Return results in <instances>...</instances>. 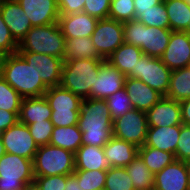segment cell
Wrapping results in <instances>:
<instances>
[{"instance_id": "1", "label": "cell", "mask_w": 190, "mask_h": 190, "mask_svg": "<svg viewBox=\"0 0 190 190\" xmlns=\"http://www.w3.org/2000/svg\"><path fill=\"white\" fill-rule=\"evenodd\" d=\"M112 125L113 119L105 100L83 99L78 117L82 145L103 147L113 137Z\"/></svg>"}, {"instance_id": "2", "label": "cell", "mask_w": 190, "mask_h": 190, "mask_svg": "<svg viewBox=\"0 0 190 190\" xmlns=\"http://www.w3.org/2000/svg\"><path fill=\"white\" fill-rule=\"evenodd\" d=\"M0 75L23 98L40 97L48 90L33 67L18 52L1 56Z\"/></svg>"}, {"instance_id": "3", "label": "cell", "mask_w": 190, "mask_h": 190, "mask_svg": "<svg viewBox=\"0 0 190 190\" xmlns=\"http://www.w3.org/2000/svg\"><path fill=\"white\" fill-rule=\"evenodd\" d=\"M124 42L139 47L147 56L160 58L168 43L172 31L170 28L146 26L134 19L123 22Z\"/></svg>"}, {"instance_id": "4", "label": "cell", "mask_w": 190, "mask_h": 190, "mask_svg": "<svg viewBox=\"0 0 190 190\" xmlns=\"http://www.w3.org/2000/svg\"><path fill=\"white\" fill-rule=\"evenodd\" d=\"M104 60L79 58L64 61L60 86L82 99L91 98V85L95 84L99 74V65Z\"/></svg>"}, {"instance_id": "5", "label": "cell", "mask_w": 190, "mask_h": 190, "mask_svg": "<svg viewBox=\"0 0 190 190\" xmlns=\"http://www.w3.org/2000/svg\"><path fill=\"white\" fill-rule=\"evenodd\" d=\"M65 41L58 23L32 27L18 43L17 51L48 54L63 59Z\"/></svg>"}, {"instance_id": "6", "label": "cell", "mask_w": 190, "mask_h": 190, "mask_svg": "<svg viewBox=\"0 0 190 190\" xmlns=\"http://www.w3.org/2000/svg\"><path fill=\"white\" fill-rule=\"evenodd\" d=\"M75 153L50 144L39 146L33 159L34 176L71 175Z\"/></svg>"}, {"instance_id": "7", "label": "cell", "mask_w": 190, "mask_h": 190, "mask_svg": "<svg viewBox=\"0 0 190 190\" xmlns=\"http://www.w3.org/2000/svg\"><path fill=\"white\" fill-rule=\"evenodd\" d=\"M34 178L33 160L11 153L0 157V190H24Z\"/></svg>"}, {"instance_id": "8", "label": "cell", "mask_w": 190, "mask_h": 190, "mask_svg": "<svg viewBox=\"0 0 190 190\" xmlns=\"http://www.w3.org/2000/svg\"><path fill=\"white\" fill-rule=\"evenodd\" d=\"M112 130L114 137L130 142L139 148L146 140L147 114L145 111L132 109L113 120Z\"/></svg>"}, {"instance_id": "9", "label": "cell", "mask_w": 190, "mask_h": 190, "mask_svg": "<svg viewBox=\"0 0 190 190\" xmlns=\"http://www.w3.org/2000/svg\"><path fill=\"white\" fill-rule=\"evenodd\" d=\"M171 73L172 70L160 58L143 55L138 60L136 71H132V78L140 79L165 96L169 88Z\"/></svg>"}, {"instance_id": "10", "label": "cell", "mask_w": 190, "mask_h": 190, "mask_svg": "<svg viewBox=\"0 0 190 190\" xmlns=\"http://www.w3.org/2000/svg\"><path fill=\"white\" fill-rule=\"evenodd\" d=\"M91 39L99 54L106 60L124 43L123 23L110 18L100 19Z\"/></svg>"}, {"instance_id": "11", "label": "cell", "mask_w": 190, "mask_h": 190, "mask_svg": "<svg viewBox=\"0 0 190 190\" xmlns=\"http://www.w3.org/2000/svg\"><path fill=\"white\" fill-rule=\"evenodd\" d=\"M0 138L6 153L16 154L31 160L34 159L38 145L35 143L26 124L18 121L15 125L1 132Z\"/></svg>"}, {"instance_id": "12", "label": "cell", "mask_w": 190, "mask_h": 190, "mask_svg": "<svg viewBox=\"0 0 190 190\" xmlns=\"http://www.w3.org/2000/svg\"><path fill=\"white\" fill-rule=\"evenodd\" d=\"M17 52L33 67L47 87L60 86L63 59L35 52Z\"/></svg>"}, {"instance_id": "13", "label": "cell", "mask_w": 190, "mask_h": 190, "mask_svg": "<svg viewBox=\"0 0 190 190\" xmlns=\"http://www.w3.org/2000/svg\"><path fill=\"white\" fill-rule=\"evenodd\" d=\"M160 59L170 70L190 66V33L172 31L169 43Z\"/></svg>"}, {"instance_id": "14", "label": "cell", "mask_w": 190, "mask_h": 190, "mask_svg": "<svg viewBox=\"0 0 190 190\" xmlns=\"http://www.w3.org/2000/svg\"><path fill=\"white\" fill-rule=\"evenodd\" d=\"M126 76L106 60L99 65L95 84L91 85V98L106 100L125 86Z\"/></svg>"}, {"instance_id": "15", "label": "cell", "mask_w": 190, "mask_h": 190, "mask_svg": "<svg viewBox=\"0 0 190 190\" xmlns=\"http://www.w3.org/2000/svg\"><path fill=\"white\" fill-rule=\"evenodd\" d=\"M148 127L181 125L180 102L163 96L147 112Z\"/></svg>"}, {"instance_id": "16", "label": "cell", "mask_w": 190, "mask_h": 190, "mask_svg": "<svg viewBox=\"0 0 190 190\" xmlns=\"http://www.w3.org/2000/svg\"><path fill=\"white\" fill-rule=\"evenodd\" d=\"M20 6L31 21L32 27L58 23L57 0H20Z\"/></svg>"}, {"instance_id": "17", "label": "cell", "mask_w": 190, "mask_h": 190, "mask_svg": "<svg viewBox=\"0 0 190 190\" xmlns=\"http://www.w3.org/2000/svg\"><path fill=\"white\" fill-rule=\"evenodd\" d=\"M154 190H190L184 161L175 160L156 173Z\"/></svg>"}, {"instance_id": "18", "label": "cell", "mask_w": 190, "mask_h": 190, "mask_svg": "<svg viewBox=\"0 0 190 190\" xmlns=\"http://www.w3.org/2000/svg\"><path fill=\"white\" fill-rule=\"evenodd\" d=\"M98 19L81 12L69 15H60L58 25L65 38L91 37Z\"/></svg>"}, {"instance_id": "19", "label": "cell", "mask_w": 190, "mask_h": 190, "mask_svg": "<svg viewBox=\"0 0 190 190\" xmlns=\"http://www.w3.org/2000/svg\"><path fill=\"white\" fill-rule=\"evenodd\" d=\"M124 88L130 98L133 109L145 112L163 97L157 90L152 89L140 79L126 77Z\"/></svg>"}, {"instance_id": "20", "label": "cell", "mask_w": 190, "mask_h": 190, "mask_svg": "<svg viewBox=\"0 0 190 190\" xmlns=\"http://www.w3.org/2000/svg\"><path fill=\"white\" fill-rule=\"evenodd\" d=\"M0 11L11 35L19 43L32 28L31 21L17 2L0 4Z\"/></svg>"}, {"instance_id": "21", "label": "cell", "mask_w": 190, "mask_h": 190, "mask_svg": "<svg viewBox=\"0 0 190 190\" xmlns=\"http://www.w3.org/2000/svg\"><path fill=\"white\" fill-rule=\"evenodd\" d=\"M181 125L148 127L144 146L175 154Z\"/></svg>"}, {"instance_id": "22", "label": "cell", "mask_w": 190, "mask_h": 190, "mask_svg": "<svg viewBox=\"0 0 190 190\" xmlns=\"http://www.w3.org/2000/svg\"><path fill=\"white\" fill-rule=\"evenodd\" d=\"M110 167H126L138 154V147L125 140L112 137L103 146Z\"/></svg>"}, {"instance_id": "23", "label": "cell", "mask_w": 190, "mask_h": 190, "mask_svg": "<svg viewBox=\"0 0 190 190\" xmlns=\"http://www.w3.org/2000/svg\"><path fill=\"white\" fill-rule=\"evenodd\" d=\"M143 55L139 47L124 42L106 59V61L116 67L126 77L132 78V71H136L138 60Z\"/></svg>"}, {"instance_id": "24", "label": "cell", "mask_w": 190, "mask_h": 190, "mask_svg": "<svg viewBox=\"0 0 190 190\" xmlns=\"http://www.w3.org/2000/svg\"><path fill=\"white\" fill-rule=\"evenodd\" d=\"M52 109L45 96L23 98L19 113V122L29 125L50 120Z\"/></svg>"}, {"instance_id": "25", "label": "cell", "mask_w": 190, "mask_h": 190, "mask_svg": "<svg viewBox=\"0 0 190 190\" xmlns=\"http://www.w3.org/2000/svg\"><path fill=\"white\" fill-rule=\"evenodd\" d=\"M109 167L103 147L81 145L75 152V170H107Z\"/></svg>"}, {"instance_id": "26", "label": "cell", "mask_w": 190, "mask_h": 190, "mask_svg": "<svg viewBox=\"0 0 190 190\" xmlns=\"http://www.w3.org/2000/svg\"><path fill=\"white\" fill-rule=\"evenodd\" d=\"M79 58L104 59L93 44L91 37L66 38L63 61Z\"/></svg>"}, {"instance_id": "27", "label": "cell", "mask_w": 190, "mask_h": 190, "mask_svg": "<svg viewBox=\"0 0 190 190\" xmlns=\"http://www.w3.org/2000/svg\"><path fill=\"white\" fill-rule=\"evenodd\" d=\"M52 110H80L83 99L61 86L48 87L44 94Z\"/></svg>"}, {"instance_id": "28", "label": "cell", "mask_w": 190, "mask_h": 190, "mask_svg": "<svg viewBox=\"0 0 190 190\" xmlns=\"http://www.w3.org/2000/svg\"><path fill=\"white\" fill-rule=\"evenodd\" d=\"M171 31L189 32L190 5L184 0H163Z\"/></svg>"}, {"instance_id": "29", "label": "cell", "mask_w": 190, "mask_h": 190, "mask_svg": "<svg viewBox=\"0 0 190 190\" xmlns=\"http://www.w3.org/2000/svg\"><path fill=\"white\" fill-rule=\"evenodd\" d=\"M49 144L75 153L82 145V132L78 125L54 126Z\"/></svg>"}, {"instance_id": "30", "label": "cell", "mask_w": 190, "mask_h": 190, "mask_svg": "<svg viewBox=\"0 0 190 190\" xmlns=\"http://www.w3.org/2000/svg\"><path fill=\"white\" fill-rule=\"evenodd\" d=\"M135 190H154V174L139 154L125 167Z\"/></svg>"}, {"instance_id": "31", "label": "cell", "mask_w": 190, "mask_h": 190, "mask_svg": "<svg viewBox=\"0 0 190 190\" xmlns=\"http://www.w3.org/2000/svg\"><path fill=\"white\" fill-rule=\"evenodd\" d=\"M165 96L179 102L190 98V66L172 70Z\"/></svg>"}, {"instance_id": "32", "label": "cell", "mask_w": 190, "mask_h": 190, "mask_svg": "<svg viewBox=\"0 0 190 190\" xmlns=\"http://www.w3.org/2000/svg\"><path fill=\"white\" fill-rule=\"evenodd\" d=\"M138 154L154 175L176 160L173 153L144 145L138 148Z\"/></svg>"}, {"instance_id": "33", "label": "cell", "mask_w": 190, "mask_h": 190, "mask_svg": "<svg viewBox=\"0 0 190 190\" xmlns=\"http://www.w3.org/2000/svg\"><path fill=\"white\" fill-rule=\"evenodd\" d=\"M135 19L146 26L170 28L167 10L163 1L148 10H135Z\"/></svg>"}, {"instance_id": "34", "label": "cell", "mask_w": 190, "mask_h": 190, "mask_svg": "<svg viewBox=\"0 0 190 190\" xmlns=\"http://www.w3.org/2000/svg\"><path fill=\"white\" fill-rule=\"evenodd\" d=\"M23 97L0 75V109L14 112L18 117Z\"/></svg>"}, {"instance_id": "35", "label": "cell", "mask_w": 190, "mask_h": 190, "mask_svg": "<svg viewBox=\"0 0 190 190\" xmlns=\"http://www.w3.org/2000/svg\"><path fill=\"white\" fill-rule=\"evenodd\" d=\"M104 190H135L125 167L107 169Z\"/></svg>"}, {"instance_id": "36", "label": "cell", "mask_w": 190, "mask_h": 190, "mask_svg": "<svg viewBox=\"0 0 190 190\" xmlns=\"http://www.w3.org/2000/svg\"><path fill=\"white\" fill-rule=\"evenodd\" d=\"M73 175L84 190H102L105 187L107 170H75Z\"/></svg>"}, {"instance_id": "37", "label": "cell", "mask_w": 190, "mask_h": 190, "mask_svg": "<svg viewBox=\"0 0 190 190\" xmlns=\"http://www.w3.org/2000/svg\"><path fill=\"white\" fill-rule=\"evenodd\" d=\"M112 119H116L133 109L125 88L109 96L106 100Z\"/></svg>"}, {"instance_id": "38", "label": "cell", "mask_w": 190, "mask_h": 190, "mask_svg": "<svg viewBox=\"0 0 190 190\" xmlns=\"http://www.w3.org/2000/svg\"><path fill=\"white\" fill-rule=\"evenodd\" d=\"M108 18L122 23L134 20V0H111Z\"/></svg>"}, {"instance_id": "39", "label": "cell", "mask_w": 190, "mask_h": 190, "mask_svg": "<svg viewBox=\"0 0 190 190\" xmlns=\"http://www.w3.org/2000/svg\"><path fill=\"white\" fill-rule=\"evenodd\" d=\"M27 126L38 147L50 143V138L54 127L51 120H43Z\"/></svg>"}, {"instance_id": "40", "label": "cell", "mask_w": 190, "mask_h": 190, "mask_svg": "<svg viewBox=\"0 0 190 190\" xmlns=\"http://www.w3.org/2000/svg\"><path fill=\"white\" fill-rule=\"evenodd\" d=\"M17 50L18 42L11 35L10 30L4 22L0 11V55L5 56L14 54L17 53Z\"/></svg>"}, {"instance_id": "41", "label": "cell", "mask_w": 190, "mask_h": 190, "mask_svg": "<svg viewBox=\"0 0 190 190\" xmlns=\"http://www.w3.org/2000/svg\"><path fill=\"white\" fill-rule=\"evenodd\" d=\"M111 0H85L83 12L98 20L109 17Z\"/></svg>"}, {"instance_id": "42", "label": "cell", "mask_w": 190, "mask_h": 190, "mask_svg": "<svg viewBox=\"0 0 190 190\" xmlns=\"http://www.w3.org/2000/svg\"><path fill=\"white\" fill-rule=\"evenodd\" d=\"M175 158L179 161L190 159V125L181 124V132L176 145Z\"/></svg>"}, {"instance_id": "43", "label": "cell", "mask_w": 190, "mask_h": 190, "mask_svg": "<svg viewBox=\"0 0 190 190\" xmlns=\"http://www.w3.org/2000/svg\"><path fill=\"white\" fill-rule=\"evenodd\" d=\"M34 182L41 190H64L68 175L34 176Z\"/></svg>"}, {"instance_id": "44", "label": "cell", "mask_w": 190, "mask_h": 190, "mask_svg": "<svg viewBox=\"0 0 190 190\" xmlns=\"http://www.w3.org/2000/svg\"><path fill=\"white\" fill-rule=\"evenodd\" d=\"M79 112L80 110H52L50 120L53 123V126L57 127L78 125Z\"/></svg>"}, {"instance_id": "45", "label": "cell", "mask_w": 190, "mask_h": 190, "mask_svg": "<svg viewBox=\"0 0 190 190\" xmlns=\"http://www.w3.org/2000/svg\"><path fill=\"white\" fill-rule=\"evenodd\" d=\"M85 0H57L59 15L81 13L84 9Z\"/></svg>"}, {"instance_id": "46", "label": "cell", "mask_w": 190, "mask_h": 190, "mask_svg": "<svg viewBox=\"0 0 190 190\" xmlns=\"http://www.w3.org/2000/svg\"><path fill=\"white\" fill-rule=\"evenodd\" d=\"M18 121L19 117L14 112L0 109V132L7 130Z\"/></svg>"}, {"instance_id": "47", "label": "cell", "mask_w": 190, "mask_h": 190, "mask_svg": "<svg viewBox=\"0 0 190 190\" xmlns=\"http://www.w3.org/2000/svg\"><path fill=\"white\" fill-rule=\"evenodd\" d=\"M181 118L184 125H190V98L180 101Z\"/></svg>"}, {"instance_id": "48", "label": "cell", "mask_w": 190, "mask_h": 190, "mask_svg": "<svg viewBox=\"0 0 190 190\" xmlns=\"http://www.w3.org/2000/svg\"><path fill=\"white\" fill-rule=\"evenodd\" d=\"M163 0H134L135 10H148L152 6L160 4Z\"/></svg>"}, {"instance_id": "49", "label": "cell", "mask_w": 190, "mask_h": 190, "mask_svg": "<svg viewBox=\"0 0 190 190\" xmlns=\"http://www.w3.org/2000/svg\"><path fill=\"white\" fill-rule=\"evenodd\" d=\"M64 190H84L81 186V182H78V179L73 175H68V179L66 180V185Z\"/></svg>"}, {"instance_id": "50", "label": "cell", "mask_w": 190, "mask_h": 190, "mask_svg": "<svg viewBox=\"0 0 190 190\" xmlns=\"http://www.w3.org/2000/svg\"><path fill=\"white\" fill-rule=\"evenodd\" d=\"M24 190H41V189L38 187V185L35 182H33L25 185Z\"/></svg>"}, {"instance_id": "51", "label": "cell", "mask_w": 190, "mask_h": 190, "mask_svg": "<svg viewBox=\"0 0 190 190\" xmlns=\"http://www.w3.org/2000/svg\"><path fill=\"white\" fill-rule=\"evenodd\" d=\"M186 172H187V177H188V182H189V188H190V159L184 161Z\"/></svg>"}, {"instance_id": "52", "label": "cell", "mask_w": 190, "mask_h": 190, "mask_svg": "<svg viewBox=\"0 0 190 190\" xmlns=\"http://www.w3.org/2000/svg\"><path fill=\"white\" fill-rule=\"evenodd\" d=\"M5 153H6L5 147H4V145H3V143H2V140H1V138H0V157H1L2 155H4Z\"/></svg>"}, {"instance_id": "53", "label": "cell", "mask_w": 190, "mask_h": 190, "mask_svg": "<svg viewBox=\"0 0 190 190\" xmlns=\"http://www.w3.org/2000/svg\"><path fill=\"white\" fill-rule=\"evenodd\" d=\"M20 0H0V4H3V3H13V2H17L19 3Z\"/></svg>"}, {"instance_id": "54", "label": "cell", "mask_w": 190, "mask_h": 190, "mask_svg": "<svg viewBox=\"0 0 190 190\" xmlns=\"http://www.w3.org/2000/svg\"><path fill=\"white\" fill-rule=\"evenodd\" d=\"M184 1H186L190 5V0H184Z\"/></svg>"}]
</instances>
